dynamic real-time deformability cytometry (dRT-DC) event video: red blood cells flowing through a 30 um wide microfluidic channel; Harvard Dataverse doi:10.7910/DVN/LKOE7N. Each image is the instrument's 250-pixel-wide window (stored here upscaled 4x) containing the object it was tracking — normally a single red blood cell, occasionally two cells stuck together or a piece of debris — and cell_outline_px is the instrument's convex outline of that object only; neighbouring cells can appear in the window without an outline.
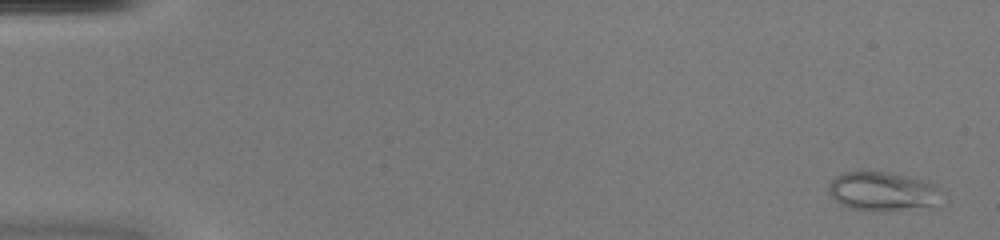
{"species": "common noctule bat (a hibernating species)", "species_latin": "Nyctalus noctula", "temperature_condition": "warm", "stored_images_in_passage": 52, "camera_frame_rate_fps": 3000, "um_per_image_px": 0.085, "animal": {"sex": "female", "body_mass_g": 20.0, "forearm_length_mm": 54.0}, "frame": {"image": 1, "passage_image": 3, "time_ms": 0.667, "image_size_px": [1000, 240], "cell_outline_px": [[944, 192], [932, 204], [884, 212], [872, 212], [852, 208], [840, 204], [832, 196], [828, 188], [828, 184], [836, 176], [844, 172], [860, 168], [884, 172], [928, 180], [936, 184]], "centroid_in_image_um": [74.97, 16.22], "position_along_channel_um": 10.0, "area_um2": 26.07}}
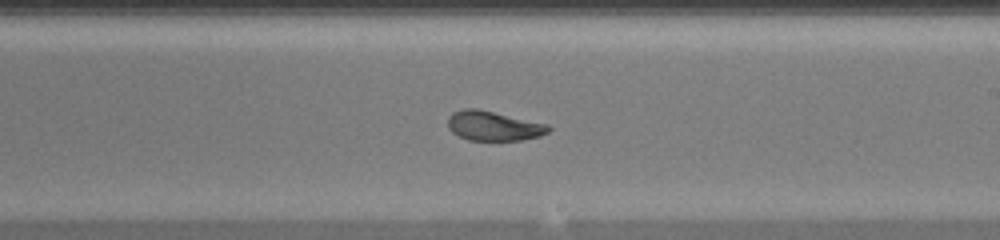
{"frame": {"image": 2, "passage_image": 32, "time_ms": 10.333, "image_size_px": [1000, 240], "cell_outline_px": [[552, 128], [548, 132], [540, 136], [520, 140], [468, 140], [452, 132], [448, 128], [448, 116], [452, 112], [464, 108], [476, 108], [548, 124]], "centroid_in_image_um": [41.94, 10.69], "position_along_channel_um": 247.1, "area_um2": 17.34}}
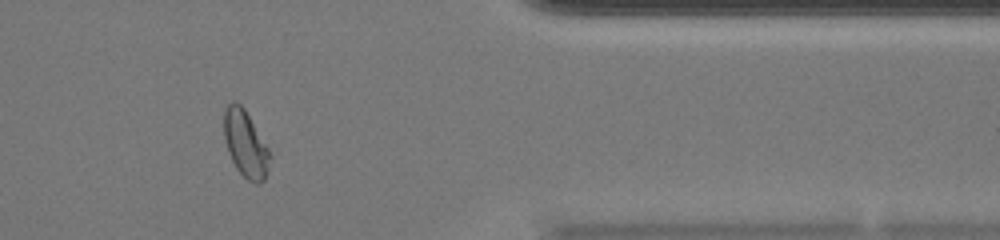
{"frame": {"image": 3, "passage_image": 44, "time_ms": 14.333, "image_size_px": [1000, 240], "cell_outline_px": [[272, 156], [268, 172], [264, 180], [260, 184], [256, 184], [248, 180], [236, 168], [228, 152], [224, 140], [224, 108], [232, 100], [236, 100], [244, 108], [268, 148]], "centroid_in_image_um": [20.87, 12.24], "position_along_channel_um": 390.5, "area_um2": 17.98}, "authors_computed_cell_mechanics": {"area_um2": 19.5364, "velocity_mm_per_s": 4.0468, "shape_relaxation_time_tau1_ms": null, "shape_relaxation_time_tau2_ms": 1.0528, "deformation_change_tau1": null, "deformation_change_tau2": 0.0663}}